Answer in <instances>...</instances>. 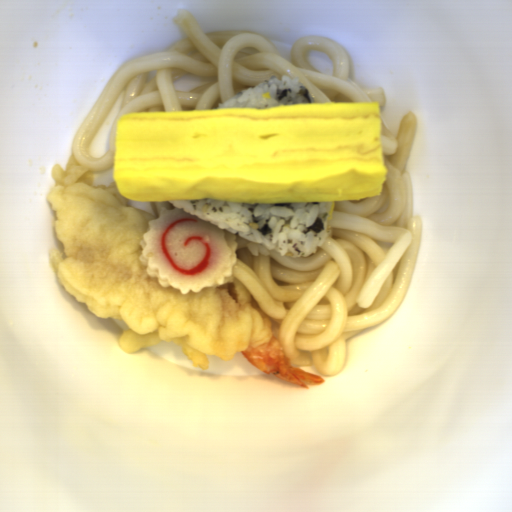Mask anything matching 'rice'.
<instances>
[{
    "label": "rice",
    "mask_w": 512,
    "mask_h": 512,
    "mask_svg": "<svg viewBox=\"0 0 512 512\" xmlns=\"http://www.w3.org/2000/svg\"><path fill=\"white\" fill-rule=\"evenodd\" d=\"M167 202L203 222L290 258L315 253L332 232L328 217L334 201L229 203L207 198Z\"/></svg>",
    "instance_id": "obj_1"
},
{
    "label": "rice",
    "mask_w": 512,
    "mask_h": 512,
    "mask_svg": "<svg viewBox=\"0 0 512 512\" xmlns=\"http://www.w3.org/2000/svg\"><path fill=\"white\" fill-rule=\"evenodd\" d=\"M270 92V99L261 94ZM284 104H317L300 79L291 73L271 76L267 80L247 87L241 93L225 101L218 108H264ZM215 109V110H216Z\"/></svg>",
    "instance_id": "obj_2"
}]
</instances>
